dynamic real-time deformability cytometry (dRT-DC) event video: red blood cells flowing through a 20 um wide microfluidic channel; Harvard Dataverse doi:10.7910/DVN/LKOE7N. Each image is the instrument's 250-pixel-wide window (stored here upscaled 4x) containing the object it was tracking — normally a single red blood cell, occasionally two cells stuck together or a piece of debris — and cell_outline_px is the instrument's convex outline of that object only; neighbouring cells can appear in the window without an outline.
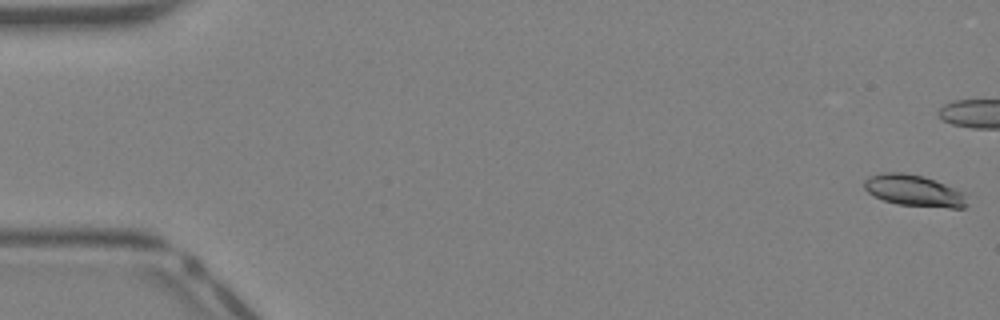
{"species": "Egyptian fruit bat (a non-hibernating species)", "species_latin": "Rousettus aegyptiacus", "temperature_condition": "warm", "stored_images_in_passage": 33, "camera_frame_rate_fps": 3000, "um_per_image_px": 0.085, "animal": {"sex": "female"}, "frame": {"image": 1, "passage_image": 1, "time_ms": 0.0, "image_size_px": [1000, 320], "cell_outline_px": [[968, 204], [964, 208], [948, 208], [896, 204], [884, 200], [868, 192], [864, 188], [864, 180], [868, 176], [884, 172], [904, 172], [924, 176], [964, 192]], "centroid_in_image_um": [77.7, 16.2], "position_along_channel_um": 7.3, "area_um2": 18.9}}
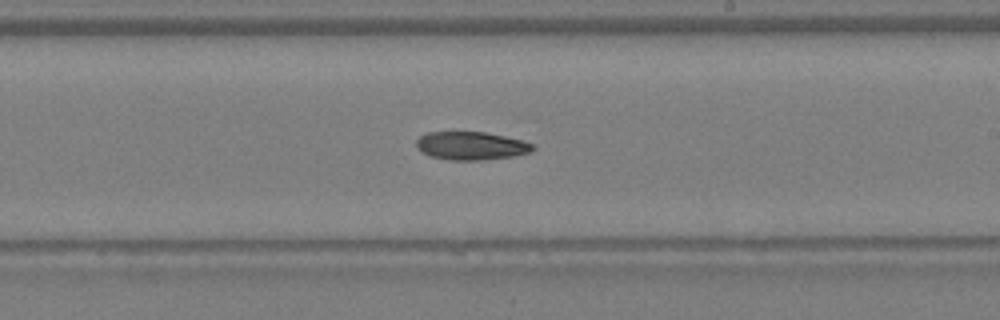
{"frame": {"image": 2, "passage_image": 24, "time_ms": 7.667, "image_size_px": [1000, 320], "cell_outline_px": [[536, 148], [528, 152], [512, 156], [480, 160], [448, 160], [428, 156], [420, 152], [416, 148], [416, 140], [420, 136], [428, 132], [484, 132], [504, 136], [520, 140], [532, 144]], "centroid_in_image_um": [39.96, 12.39], "position_along_channel_um": 249.0, "area_um2": 19.07}}
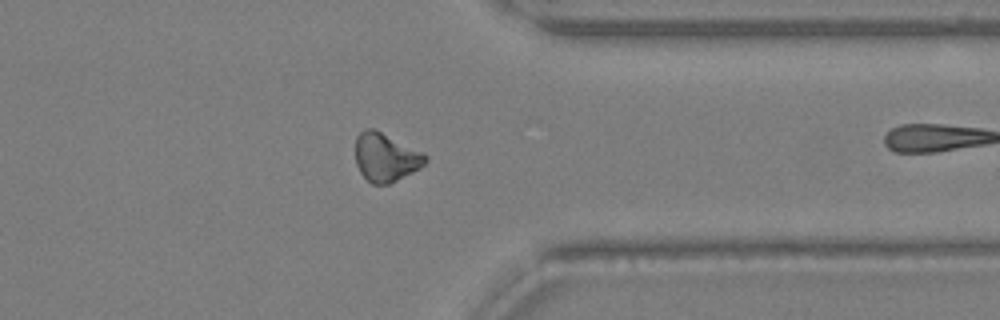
{"frame": {"image": 3, "passage_image": 32, "time_ms": 10.333, "image_size_px": [1000, 320], "cell_outline_px": [[428, 160], [420, 168], [388, 184], [372, 184], [360, 172], [356, 164], [356, 136], [364, 128], [376, 128], [424, 152], [428, 156]], "centroid_in_image_um": [32.8, 13.33], "position_along_channel_um": 378.6, "area_um2": 20.0}}